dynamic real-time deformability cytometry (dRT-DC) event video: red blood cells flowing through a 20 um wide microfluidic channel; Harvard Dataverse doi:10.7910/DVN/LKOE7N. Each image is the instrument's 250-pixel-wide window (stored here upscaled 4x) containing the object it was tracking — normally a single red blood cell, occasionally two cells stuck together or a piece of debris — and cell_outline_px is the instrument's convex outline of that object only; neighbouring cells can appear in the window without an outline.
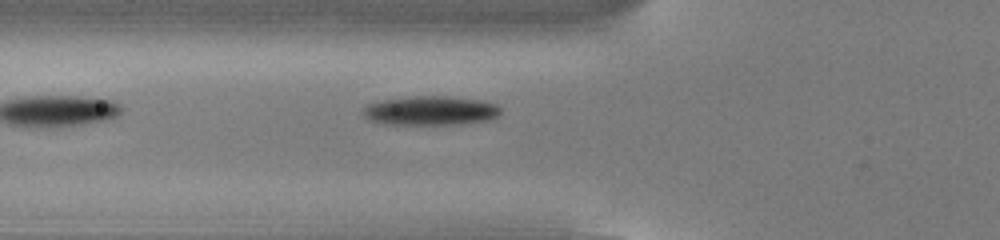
{"species": "common noctule bat (a hibernating species)", "species_latin": "Nyctalus noctula", "temperature_condition": "cold", "stored_images_in_passage": 38, "camera_frame_rate_fps": 3000, "um_per_image_px": 0.085, "animal": {"sex": "male", "body_mass_g": 13.0, "forearm_length_mm": 53.1}, "frame": {"image": 1, "passage_image": 4, "time_ms": 1.0, "image_size_px": [1000, 240], "cell_outline_px": [[500, 112], [492, 120], [460, 124], [384, 124], [368, 120], [360, 112], [360, 108], [368, 104], [384, 100], [416, 96], [448, 96], [480, 100], [496, 104], [500, 108]], "centroid_in_image_um": [36.56, 9.41], "position_along_channel_um": 89.2, "area_um2": 23.52}}
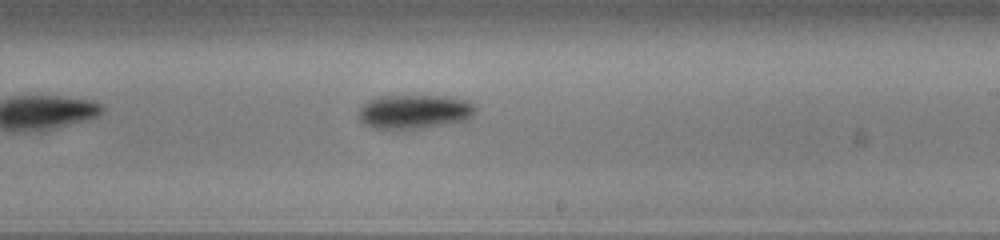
{"frame": {"image": 2, "passage_image": 17, "time_ms": 5.333, "image_size_px": [1000, 240], "cell_outline_px": [[476, 108], [472, 116], [464, 120], [404, 132], [372, 128], [364, 124], [360, 120], [360, 108], [368, 100], [380, 96], [444, 96], [468, 100], [476, 104]], "centroid_in_image_um": [35.21, 9.52], "position_along_channel_um": 253.8, "area_um2": 23.76}}
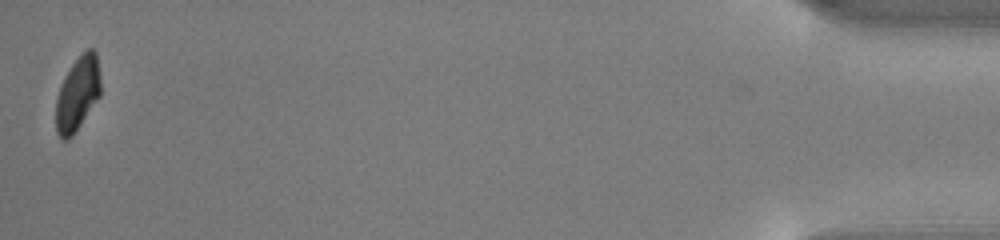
{"frame": {"image": 3, "passage_image": 38, "time_ms": 12.333, "image_size_px": [1000, 240], "cell_outline_px": [[100, 96], [72, 136], [68, 140], [60, 140], [56, 132], [56, 100], [60, 88], [72, 64], [88, 48], [92, 48], [96, 52], [100, 80]], "centroid_in_image_um": [6.59, 8.01], "position_along_channel_um": 428.6, "area_um2": 18.96}, "authors_computed_cell_mechanics": {"area_um2": 22.253, "velocity_mm_per_s": 3.8084, "shape_relaxation_time_tau1_ms": 1.6977, "shape_relaxation_time_tau2_ms": null, "deformation_change_tau1": 0.1393, "deformation_change_tau2": null}}